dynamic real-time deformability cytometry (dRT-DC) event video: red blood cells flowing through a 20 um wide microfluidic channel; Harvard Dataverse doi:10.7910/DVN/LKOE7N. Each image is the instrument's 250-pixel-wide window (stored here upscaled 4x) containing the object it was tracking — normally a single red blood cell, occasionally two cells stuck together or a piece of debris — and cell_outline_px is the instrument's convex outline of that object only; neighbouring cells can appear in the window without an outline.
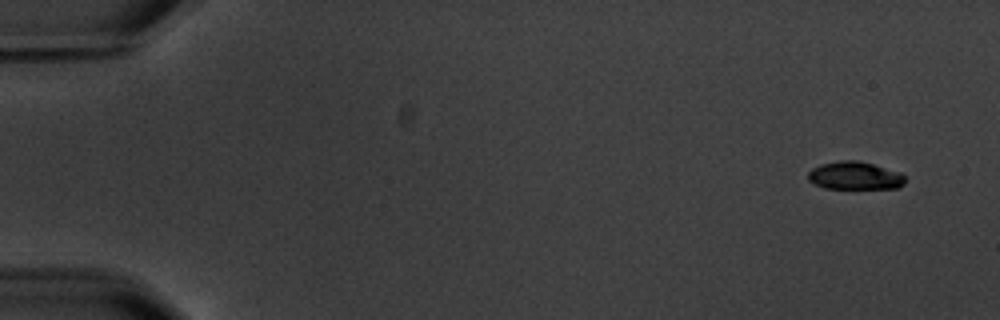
{"species": "common noctule bat (a hibernating species)", "species_latin": "Nyctalus noctula", "temperature_condition": "warm", "stored_images_in_passage": 6, "camera_frame_rate_fps": 3000, "um_per_image_px": 0.085, "animal": {"sex": "male", "body_mass_g": 20.1, "forearm_length_mm": 53.5}, "frame": {"image": 1, "passage_image": 1, "time_ms": 0.0, "image_size_px": [1000, 320], "cell_outline_px": [[904, 184], [896, 188], [824, 188], [808, 180], [808, 172], [812, 168], [820, 164], [840, 160], [856, 160], [872, 164], [900, 172], [904, 176]], "centroid_in_image_um": [72.63, 14.92], "position_along_channel_um": 12.4, "area_um2": 15.66}}
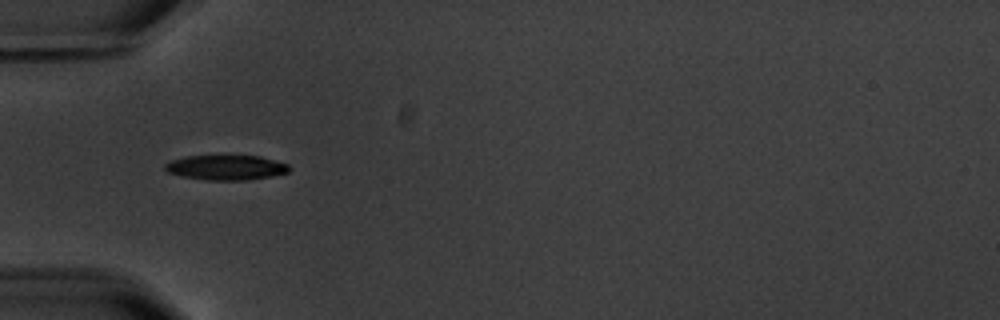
{"frame": {"image": 2, "passage_image": 5, "time_ms": 5.333, "image_size_px": [1000, 320], "cell_outline_px": [[292, 168], [288, 172], [272, 176], [244, 180], [208, 180], [184, 176], [168, 172], [164, 168], [164, 164], [172, 160], [184, 156], [260, 156], [288, 164]], "centroid_in_image_um": [19.23, 14.23], "position_along_channel_um": 65.8, "area_um2": 17.86}}
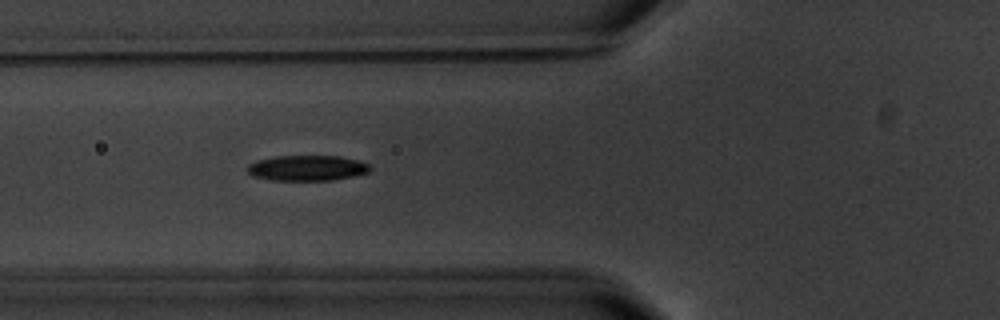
{"frame": {"image": 3, "passage_image": 6, "time_ms": 6.333, "image_size_px": [1000, 320], "cell_outline_px": [[372, 168], [368, 172], [352, 176], [332, 180], [272, 180], [252, 176], [248, 172], [248, 164], [256, 160], [272, 156], [340, 156], [356, 160], [368, 164]], "centroid_in_image_um": [26.07, 14.27], "position_along_channel_um": 99.7, "area_um2": 18.15}}